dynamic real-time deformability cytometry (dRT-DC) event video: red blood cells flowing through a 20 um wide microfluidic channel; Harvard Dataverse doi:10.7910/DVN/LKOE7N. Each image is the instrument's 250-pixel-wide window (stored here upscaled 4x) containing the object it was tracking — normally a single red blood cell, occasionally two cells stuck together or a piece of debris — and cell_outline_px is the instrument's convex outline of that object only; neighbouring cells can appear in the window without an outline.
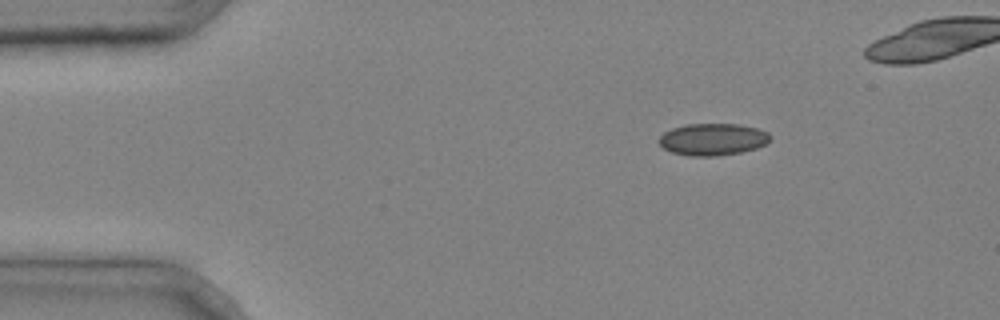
{"species": "common noctule bat (a hibernating species)", "species_latin": "Nyctalus noctula", "temperature_condition": "cold", "stored_images_in_passage": 5, "camera_frame_rate_fps": 3000, "um_per_image_px": 0.085, "animal": {"sex": "male", "body_mass_g": 20.4}, "frame": {"image": 1, "passage_image": 1, "time_ms": 0.0, "image_size_px": [1000, 320], "cell_outline_px": [[772, 136], [764, 144], [756, 148], [740, 152], [716, 156], [688, 156], [672, 152], [664, 148], [656, 140], [664, 132], [672, 128], [684, 124], [740, 124], [760, 128], [768, 132]], "centroid_in_image_um": [60.57, 11.83], "position_along_channel_um": 24.4, "area_um2": 20.87}}